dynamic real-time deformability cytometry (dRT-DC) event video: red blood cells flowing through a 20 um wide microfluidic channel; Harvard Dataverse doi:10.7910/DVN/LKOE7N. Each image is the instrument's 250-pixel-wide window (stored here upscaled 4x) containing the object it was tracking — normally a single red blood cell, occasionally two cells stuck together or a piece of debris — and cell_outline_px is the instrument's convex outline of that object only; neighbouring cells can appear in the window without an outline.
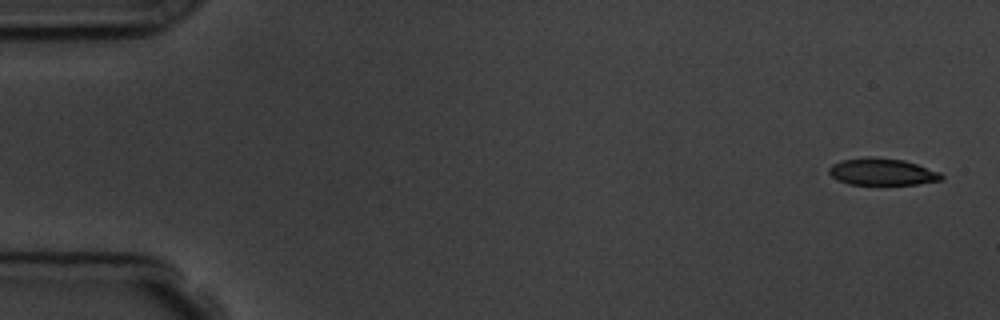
{"species": "common noctule bat (a hibernating species)", "species_latin": "Nyctalus noctula", "temperature_condition": "room temperature", "stored_images_in_passage": 5, "camera_frame_rate_fps": 3000, "um_per_image_px": 0.085, "animal": {"sex": "male", "body_mass_g": 19.5, "forearm_length_mm": 54.6}, "frame": {"image": 1, "passage_image": 1, "time_ms": 0.0, "image_size_px": [1000, 320], "cell_outline_px": [[944, 180], [916, 184], [848, 184], [832, 176], [828, 172], [828, 168], [832, 164], [840, 160], [904, 160], [940, 172], [944, 176]], "centroid_in_image_um": [75.04, 14.65], "position_along_channel_um": 10.0, "area_um2": 16.7}}
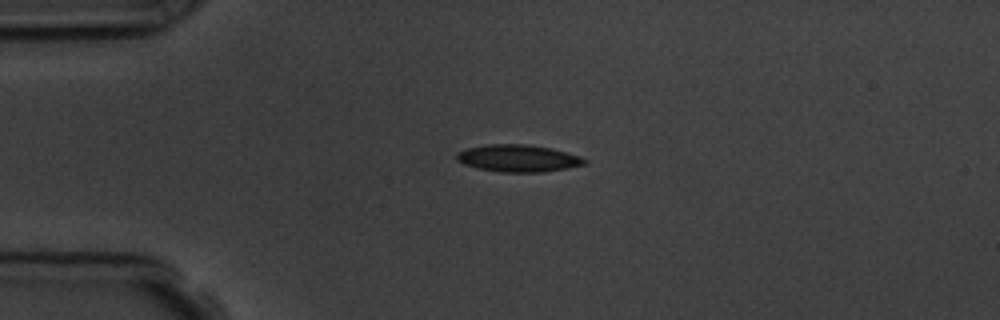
{"frame": {"image": 2, "passage_image": 4, "time_ms": 3.667, "image_size_px": [1000, 320], "cell_outline_px": [[588, 160], [584, 164], [568, 168], [544, 172], [500, 172], [476, 168], [464, 164], [456, 160], [456, 156], [460, 152], [468, 148], [488, 144], [524, 144], [552, 148], [580, 156]], "centroid_in_image_um": [44.06, 13.46], "position_along_channel_um": 40.9, "area_um2": 20.17}}